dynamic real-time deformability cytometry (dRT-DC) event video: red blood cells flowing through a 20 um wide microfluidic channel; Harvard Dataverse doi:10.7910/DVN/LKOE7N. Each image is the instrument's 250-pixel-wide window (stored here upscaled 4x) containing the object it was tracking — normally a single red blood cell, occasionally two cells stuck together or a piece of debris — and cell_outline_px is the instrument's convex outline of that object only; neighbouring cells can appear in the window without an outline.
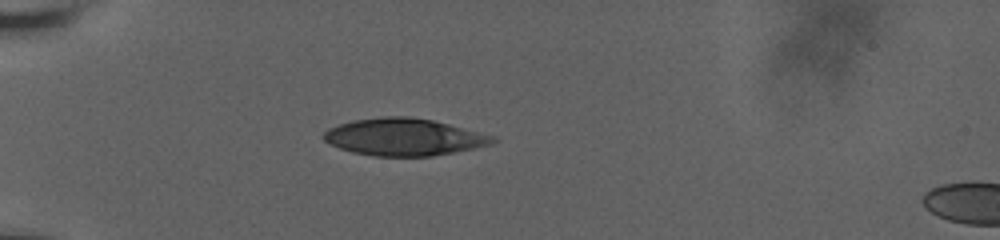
{"species": "human", "species_latin": "Homo sapiens", "temperature_condition": "room temperature", "stored_images_in_passage": 36, "camera_frame_rate_fps": 3000, "um_per_image_px": 0.085, "donor": {"sex": "male"}, "frame": {"image": 1, "passage_image": 1, "time_ms": 0.0, "image_size_px": [1000, 240], "cell_outline_px": [[496, 140], [492, 144], [452, 152], [428, 156], [376, 156], [352, 152], [340, 148], [324, 140], [320, 136], [328, 128], [352, 120], [380, 116], [408, 116], [432, 120], [448, 124], [492, 136]], "centroid_in_image_um": [34.25, 11.64], "position_along_channel_um": 50.7, "area_um2": 36.18}}
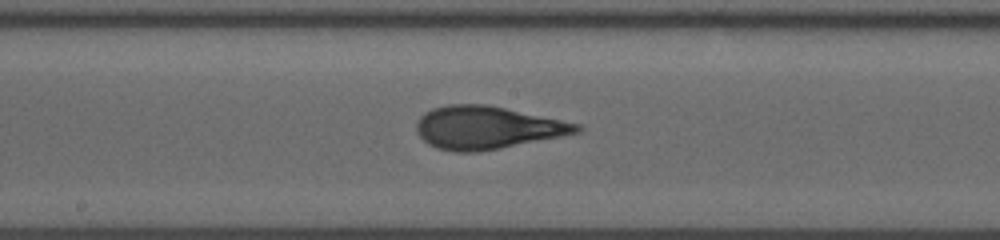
{"frame": {"image": 2, "passage_image": 22, "time_ms": 5.0, "image_size_px": [1000, 240], "cell_outline_px": [[584, 128], [580, 132], [500, 148], [476, 152], [456, 152], [436, 148], [428, 144], [416, 132], [416, 124], [420, 116], [424, 112], [432, 108], [448, 104], [484, 104], [504, 108], [580, 124]], "centroid_in_image_um": [41.35, 10.85], "position_along_channel_um": 206.8, "area_um2": 39.65}}
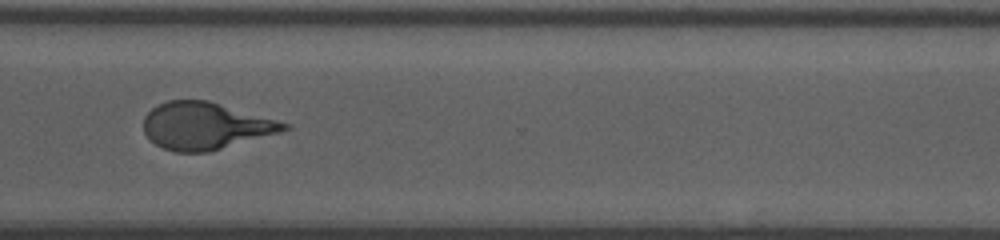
{"frame": {"image": 3, "passage_image": 35, "time_ms": 9.0, "image_size_px": [1000, 240], "cell_outline_px": [[292, 128], [280, 132], [208, 152], [172, 152], [156, 144], [144, 132], [144, 116], [152, 108], [168, 100], [208, 100], [292, 124]], "centroid_in_image_um": [17.48, 10.69], "position_along_channel_um": 353.1, "area_um2": 38.38}}